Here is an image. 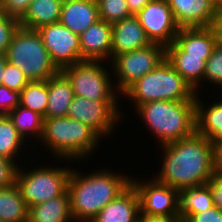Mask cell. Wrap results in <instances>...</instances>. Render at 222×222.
I'll return each instance as SVG.
<instances>
[{"instance_id":"obj_1","label":"cell","mask_w":222,"mask_h":222,"mask_svg":"<svg viewBox=\"0 0 222 222\" xmlns=\"http://www.w3.org/2000/svg\"><path fill=\"white\" fill-rule=\"evenodd\" d=\"M154 179L176 190L207 184L217 170L216 146L197 133L165 145Z\"/></svg>"},{"instance_id":"obj_2","label":"cell","mask_w":222,"mask_h":222,"mask_svg":"<svg viewBox=\"0 0 222 222\" xmlns=\"http://www.w3.org/2000/svg\"><path fill=\"white\" fill-rule=\"evenodd\" d=\"M98 170L83 174L72 168L68 192L74 222H91L98 212L131 184L128 174L115 173L109 167Z\"/></svg>"},{"instance_id":"obj_3","label":"cell","mask_w":222,"mask_h":222,"mask_svg":"<svg viewBox=\"0 0 222 222\" xmlns=\"http://www.w3.org/2000/svg\"><path fill=\"white\" fill-rule=\"evenodd\" d=\"M102 140L88 125L69 117H57L44 118L38 143L41 142L42 146L50 150V154L55 156L52 159L63 162L68 159L72 163L75 160L80 162L82 159H90Z\"/></svg>"},{"instance_id":"obj_4","label":"cell","mask_w":222,"mask_h":222,"mask_svg":"<svg viewBox=\"0 0 222 222\" xmlns=\"http://www.w3.org/2000/svg\"><path fill=\"white\" fill-rule=\"evenodd\" d=\"M135 112L157 139L158 146L196 133L195 101H151L137 106Z\"/></svg>"},{"instance_id":"obj_5","label":"cell","mask_w":222,"mask_h":222,"mask_svg":"<svg viewBox=\"0 0 222 222\" xmlns=\"http://www.w3.org/2000/svg\"><path fill=\"white\" fill-rule=\"evenodd\" d=\"M121 97L134 102V108L151 101H196L195 91L166 59L132 84Z\"/></svg>"},{"instance_id":"obj_6","label":"cell","mask_w":222,"mask_h":222,"mask_svg":"<svg viewBox=\"0 0 222 222\" xmlns=\"http://www.w3.org/2000/svg\"><path fill=\"white\" fill-rule=\"evenodd\" d=\"M30 81H45L60 70L52 62L37 30L19 27L5 53Z\"/></svg>"},{"instance_id":"obj_7","label":"cell","mask_w":222,"mask_h":222,"mask_svg":"<svg viewBox=\"0 0 222 222\" xmlns=\"http://www.w3.org/2000/svg\"><path fill=\"white\" fill-rule=\"evenodd\" d=\"M104 65L103 61L82 60L60 71L71 83L74 96L95 101H121V94L112 81V71L108 72L110 66Z\"/></svg>"},{"instance_id":"obj_8","label":"cell","mask_w":222,"mask_h":222,"mask_svg":"<svg viewBox=\"0 0 222 222\" xmlns=\"http://www.w3.org/2000/svg\"><path fill=\"white\" fill-rule=\"evenodd\" d=\"M38 166L25 169L19 166L16 184L28 207L61 196L68 191L71 167ZM42 167V168H41ZM27 170V171H26Z\"/></svg>"},{"instance_id":"obj_9","label":"cell","mask_w":222,"mask_h":222,"mask_svg":"<svg viewBox=\"0 0 222 222\" xmlns=\"http://www.w3.org/2000/svg\"><path fill=\"white\" fill-rule=\"evenodd\" d=\"M164 60L165 46L158 43H151L144 48L115 56L109 65H112L113 79H117L114 82L117 91L122 95L132 84L153 71Z\"/></svg>"},{"instance_id":"obj_10","label":"cell","mask_w":222,"mask_h":222,"mask_svg":"<svg viewBox=\"0 0 222 222\" xmlns=\"http://www.w3.org/2000/svg\"><path fill=\"white\" fill-rule=\"evenodd\" d=\"M121 101H95L74 96L66 117L75 119L93 129L102 139L113 135L114 128L125 114L119 111ZM116 125V126H115ZM112 132V133H111Z\"/></svg>"},{"instance_id":"obj_11","label":"cell","mask_w":222,"mask_h":222,"mask_svg":"<svg viewBox=\"0 0 222 222\" xmlns=\"http://www.w3.org/2000/svg\"><path fill=\"white\" fill-rule=\"evenodd\" d=\"M37 32L52 62L59 70L82 61L80 36L60 22L41 26Z\"/></svg>"},{"instance_id":"obj_12","label":"cell","mask_w":222,"mask_h":222,"mask_svg":"<svg viewBox=\"0 0 222 222\" xmlns=\"http://www.w3.org/2000/svg\"><path fill=\"white\" fill-rule=\"evenodd\" d=\"M136 16L151 43L166 47L174 42L180 27L166 0H152Z\"/></svg>"},{"instance_id":"obj_13","label":"cell","mask_w":222,"mask_h":222,"mask_svg":"<svg viewBox=\"0 0 222 222\" xmlns=\"http://www.w3.org/2000/svg\"><path fill=\"white\" fill-rule=\"evenodd\" d=\"M131 184L138 193L140 214L148 216H177L178 190L154 178L137 180L131 176Z\"/></svg>"},{"instance_id":"obj_14","label":"cell","mask_w":222,"mask_h":222,"mask_svg":"<svg viewBox=\"0 0 222 222\" xmlns=\"http://www.w3.org/2000/svg\"><path fill=\"white\" fill-rule=\"evenodd\" d=\"M180 28L211 27L217 4L213 0H166Z\"/></svg>"},{"instance_id":"obj_15","label":"cell","mask_w":222,"mask_h":222,"mask_svg":"<svg viewBox=\"0 0 222 222\" xmlns=\"http://www.w3.org/2000/svg\"><path fill=\"white\" fill-rule=\"evenodd\" d=\"M79 36L82 60L110 63L112 24L99 19Z\"/></svg>"},{"instance_id":"obj_16","label":"cell","mask_w":222,"mask_h":222,"mask_svg":"<svg viewBox=\"0 0 222 222\" xmlns=\"http://www.w3.org/2000/svg\"><path fill=\"white\" fill-rule=\"evenodd\" d=\"M151 44L136 15L112 24L111 60L122 53L135 51Z\"/></svg>"},{"instance_id":"obj_17","label":"cell","mask_w":222,"mask_h":222,"mask_svg":"<svg viewBox=\"0 0 222 222\" xmlns=\"http://www.w3.org/2000/svg\"><path fill=\"white\" fill-rule=\"evenodd\" d=\"M140 202L136 189L130 184L108 203L91 222H138Z\"/></svg>"},{"instance_id":"obj_18","label":"cell","mask_w":222,"mask_h":222,"mask_svg":"<svg viewBox=\"0 0 222 222\" xmlns=\"http://www.w3.org/2000/svg\"><path fill=\"white\" fill-rule=\"evenodd\" d=\"M165 59L192 87L196 95L201 94L206 61L202 57L188 56L174 42L165 47ZM201 87V88H200Z\"/></svg>"},{"instance_id":"obj_19","label":"cell","mask_w":222,"mask_h":222,"mask_svg":"<svg viewBox=\"0 0 222 222\" xmlns=\"http://www.w3.org/2000/svg\"><path fill=\"white\" fill-rule=\"evenodd\" d=\"M99 20L96 0H63L60 23L80 35Z\"/></svg>"},{"instance_id":"obj_20","label":"cell","mask_w":222,"mask_h":222,"mask_svg":"<svg viewBox=\"0 0 222 222\" xmlns=\"http://www.w3.org/2000/svg\"><path fill=\"white\" fill-rule=\"evenodd\" d=\"M174 43L188 56L202 57L206 61L217 39L212 27L180 28Z\"/></svg>"},{"instance_id":"obj_21","label":"cell","mask_w":222,"mask_h":222,"mask_svg":"<svg viewBox=\"0 0 222 222\" xmlns=\"http://www.w3.org/2000/svg\"><path fill=\"white\" fill-rule=\"evenodd\" d=\"M196 95V133L209 139L216 147L222 142V100L201 101ZM217 101V102H216Z\"/></svg>"},{"instance_id":"obj_22","label":"cell","mask_w":222,"mask_h":222,"mask_svg":"<svg viewBox=\"0 0 222 222\" xmlns=\"http://www.w3.org/2000/svg\"><path fill=\"white\" fill-rule=\"evenodd\" d=\"M214 207L212 192L207 184L185 187L177 193V217L183 222L193 214Z\"/></svg>"},{"instance_id":"obj_23","label":"cell","mask_w":222,"mask_h":222,"mask_svg":"<svg viewBox=\"0 0 222 222\" xmlns=\"http://www.w3.org/2000/svg\"><path fill=\"white\" fill-rule=\"evenodd\" d=\"M74 92L68 78L59 71L48 79V104L44 118L66 117Z\"/></svg>"},{"instance_id":"obj_24","label":"cell","mask_w":222,"mask_h":222,"mask_svg":"<svg viewBox=\"0 0 222 222\" xmlns=\"http://www.w3.org/2000/svg\"><path fill=\"white\" fill-rule=\"evenodd\" d=\"M28 222H74L69 192L29 207Z\"/></svg>"},{"instance_id":"obj_25","label":"cell","mask_w":222,"mask_h":222,"mask_svg":"<svg viewBox=\"0 0 222 222\" xmlns=\"http://www.w3.org/2000/svg\"><path fill=\"white\" fill-rule=\"evenodd\" d=\"M63 0H32L19 19L20 27L37 30L60 21Z\"/></svg>"},{"instance_id":"obj_26","label":"cell","mask_w":222,"mask_h":222,"mask_svg":"<svg viewBox=\"0 0 222 222\" xmlns=\"http://www.w3.org/2000/svg\"><path fill=\"white\" fill-rule=\"evenodd\" d=\"M29 207L18 185L0 188V221L28 222Z\"/></svg>"},{"instance_id":"obj_27","label":"cell","mask_w":222,"mask_h":222,"mask_svg":"<svg viewBox=\"0 0 222 222\" xmlns=\"http://www.w3.org/2000/svg\"><path fill=\"white\" fill-rule=\"evenodd\" d=\"M8 116L17 129L18 134L27 141L26 143L30 142V140H27L30 136L34 141L35 138L36 141L40 139L44 120V117L41 114L18 105L8 114Z\"/></svg>"},{"instance_id":"obj_28","label":"cell","mask_w":222,"mask_h":222,"mask_svg":"<svg viewBox=\"0 0 222 222\" xmlns=\"http://www.w3.org/2000/svg\"><path fill=\"white\" fill-rule=\"evenodd\" d=\"M25 140L18 134L17 129L13 125L8 115H0V156L14 160L19 163V156H24L22 153Z\"/></svg>"},{"instance_id":"obj_29","label":"cell","mask_w":222,"mask_h":222,"mask_svg":"<svg viewBox=\"0 0 222 222\" xmlns=\"http://www.w3.org/2000/svg\"><path fill=\"white\" fill-rule=\"evenodd\" d=\"M48 104V80L30 81L20 91V106L31 109L43 117Z\"/></svg>"},{"instance_id":"obj_30","label":"cell","mask_w":222,"mask_h":222,"mask_svg":"<svg viewBox=\"0 0 222 222\" xmlns=\"http://www.w3.org/2000/svg\"><path fill=\"white\" fill-rule=\"evenodd\" d=\"M99 19L113 24L132 16L126 0H96Z\"/></svg>"},{"instance_id":"obj_31","label":"cell","mask_w":222,"mask_h":222,"mask_svg":"<svg viewBox=\"0 0 222 222\" xmlns=\"http://www.w3.org/2000/svg\"><path fill=\"white\" fill-rule=\"evenodd\" d=\"M222 88V44L216 43L212 49L211 56L206 60L203 82ZM218 85V86H217Z\"/></svg>"},{"instance_id":"obj_32","label":"cell","mask_w":222,"mask_h":222,"mask_svg":"<svg viewBox=\"0 0 222 222\" xmlns=\"http://www.w3.org/2000/svg\"><path fill=\"white\" fill-rule=\"evenodd\" d=\"M19 19L0 12V53L5 54L15 32L19 29Z\"/></svg>"},{"instance_id":"obj_33","label":"cell","mask_w":222,"mask_h":222,"mask_svg":"<svg viewBox=\"0 0 222 222\" xmlns=\"http://www.w3.org/2000/svg\"><path fill=\"white\" fill-rule=\"evenodd\" d=\"M30 80L15 65L6 62L2 85L9 89L20 92Z\"/></svg>"},{"instance_id":"obj_34","label":"cell","mask_w":222,"mask_h":222,"mask_svg":"<svg viewBox=\"0 0 222 222\" xmlns=\"http://www.w3.org/2000/svg\"><path fill=\"white\" fill-rule=\"evenodd\" d=\"M19 165L14 160L0 156V188L16 183Z\"/></svg>"},{"instance_id":"obj_35","label":"cell","mask_w":222,"mask_h":222,"mask_svg":"<svg viewBox=\"0 0 222 222\" xmlns=\"http://www.w3.org/2000/svg\"><path fill=\"white\" fill-rule=\"evenodd\" d=\"M20 105V92L0 85V115H8Z\"/></svg>"},{"instance_id":"obj_36","label":"cell","mask_w":222,"mask_h":222,"mask_svg":"<svg viewBox=\"0 0 222 222\" xmlns=\"http://www.w3.org/2000/svg\"><path fill=\"white\" fill-rule=\"evenodd\" d=\"M32 0H0V12L20 19Z\"/></svg>"},{"instance_id":"obj_37","label":"cell","mask_w":222,"mask_h":222,"mask_svg":"<svg viewBox=\"0 0 222 222\" xmlns=\"http://www.w3.org/2000/svg\"><path fill=\"white\" fill-rule=\"evenodd\" d=\"M207 185L209 186L212 192L214 206L222 210V170L221 169H217L214 172V175L207 182Z\"/></svg>"},{"instance_id":"obj_38","label":"cell","mask_w":222,"mask_h":222,"mask_svg":"<svg viewBox=\"0 0 222 222\" xmlns=\"http://www.w3.org/2000/svg\"><path fill=\"white\" fill-rule=\"evenodd\" d=\"M184 222H222V210L216 206L190 215Z\"/></svg>"},{"instance_id":"obj_39","label":"cell","mask_w":222,"mask_h":222,"mask_svg":"<svg viewBox=\"0 0 222 222\" xmlns=\"http://www.w3.org/2000/svg\"><path fill=\"white\" fill-rule=\"evenodd\" d=\"M138 222H183L177 216H148L140 214Z\"/></svg>"},{"instance_id":"obj_40","label":"cell","mask_w":222,"mask_h":222,"mask_svg":"<svg viewBox=\"0 0 222 222\" xmlns=\"http://www.w3.org/2000/svg\"><path fill=\"white\" fill-rule=\"evenodd\" d=\"M215 32L217 42L222 44V12H217L211 26Z\"/></svg>"},{"instance_id":"obj_41","label":"cell","mask_w":222,"mask_h":222,"mask_svg":"<svg viewBox=\"0 0 222 222\" xmlns=\"http://www.w3.org/2000/svg\"><path fill=\"white\" fill-rule=\"evenodd\" d=\"M132 15H136L147 3L152 0H126Z\"/></svg>"},{"instance_id":"obj_42","label":"cell","mask_w":222,"mask_h":222,"mask_svg":"<svg viewBox=\"0 0 222 222\" xmlns=\"http://www.w3.org/2000/svg\"><path fill=\"white\" fill-rule=\"evenodd\" d=\"M6 62H7V59H6L5 54L0 53V85H2Z\"/></svg>"},{"instance_id":"obj_43","label":"cell","mask_w":222,"mask_h":222,"mask_svg":"<svg viewBox=\"0 0 222 222\" xmlns=\"http://www.w3.org/2000/svg\"><path fill=\"white\" fill-rule=\"evenodd\" d=\"M217 169L222 170V142L216 147Z\"/></svg>"},{"instance_id":"obj_44","label":"cell","mask_w":222,"mask_h":222,"mask_svg":"<svg viewBox=\"0 0 222 222\" xmlns=\"http://www.w3.org/2000/svg\"><path fill=\"white\" fill-rule=\"evenodd\" d=\"M217 12H222V0L217 4Z\"/></svg>"},{"instance_id":"obj_45","label":"cell","mask_w":222,"mask_h":222,"mask_svg":"<svg viewBox=\"0 0 222 222\" xmlns=\"http://www.w3.org/2000/svg\"><path fill=\"white\" fill-rule=\"evenodd\" d=\"M213 2H215L216 4H218V3H219V0H213Z\"/></svg>"},{"instance_id":"obj_46","label":"cell","mask_w":222,"mask_h":222,"mask_svg":"<svg viewBox=\"0 0 222 222\" xmlns=\"http://www.w3.org/2000/svg\"><path fill=\"white\" fill-rule=\"evenodd\" d=\"M221 90H222V88H221ZM221 94H222V91H221ZM220 98H221V99H220ZM219 99L222 100V96H221V95L219 96Z\"/></svg>"}]
</instances>
